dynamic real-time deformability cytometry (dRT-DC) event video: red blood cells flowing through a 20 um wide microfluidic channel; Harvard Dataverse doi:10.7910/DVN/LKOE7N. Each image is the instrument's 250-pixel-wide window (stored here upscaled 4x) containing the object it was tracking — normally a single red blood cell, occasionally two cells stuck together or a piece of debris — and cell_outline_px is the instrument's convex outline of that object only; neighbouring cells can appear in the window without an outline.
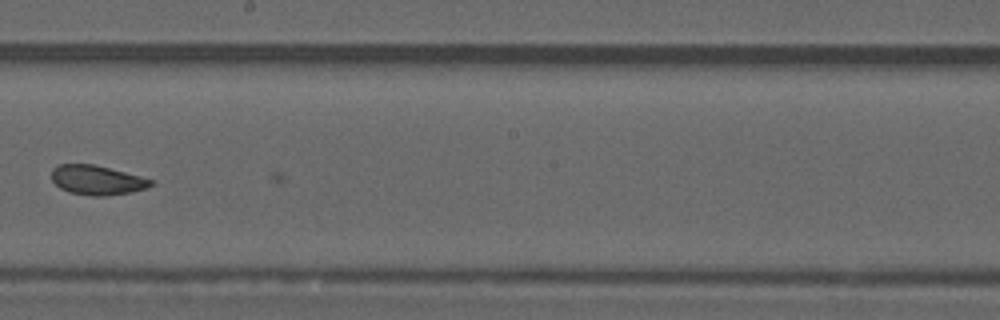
{"species": "common noctule bat (a hibernating species)", "species_latin": "Nyctalus noctula", "temperature_condition": "warm", "stored_images_in_passage": 30, "camera_frame_rate_fps": 3000, "um_per_image_px": 0.085, "animal": {"sex": "male", "forearm_length_mm": 52.5}, "frame": {"image": 1, "passage_image": 29, "time_ms": 9.333, "image_size_px": [1000, 320], "cell_outline_px": [[156, 184], [132, 192], [104, 196], [92, 196], [68, 192], [60, 188], [52, 180], [52, 168], [60, 164], [92, 164], [156, 180]], "centroid_in_image_um": [8.26, 15.31], "position_along_channel_um": 239.9, "area_um2": 17.05}}